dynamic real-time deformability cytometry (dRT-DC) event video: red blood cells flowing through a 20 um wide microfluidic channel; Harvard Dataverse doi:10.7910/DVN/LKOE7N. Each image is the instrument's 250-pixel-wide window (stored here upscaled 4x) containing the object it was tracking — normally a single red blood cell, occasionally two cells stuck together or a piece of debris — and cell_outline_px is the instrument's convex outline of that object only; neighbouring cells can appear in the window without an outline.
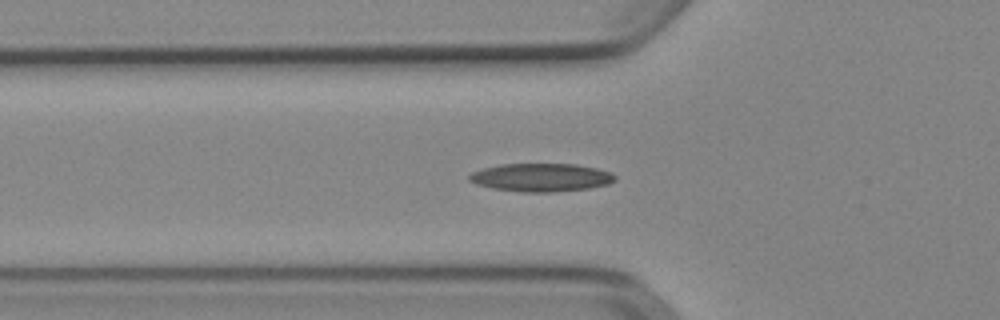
{"species": "Egyptian fruit bat (a non-hibernating species)", "species_latin": "Rousettus aegyptiacus", "temperature_condition": "cold", "stored_images_in_passage": 45, "segment_of_instrument_passage": [1, 2], "camera_frame_rate_fps": 3000, "um_per_image_px": 0.085, "animal": {"sex": "female"}, "frame": {"image": 1, "passage_image": 10, "time_ms": 3.0, "image_size_px": [1000, 320], "cell_outline_px": [[616, 180], [608, 184], [588, 188], [552, 192], [524, 192], [492, 188], [476, 184], [468, 180], [468, 176], [472, 172], [484, 168], [500, 164], [576, 164], [596, 168], [612, 172], [616, 176]], "centroid_in_image_um": [46.0, 15.08], "position_along_channel_um": 79.8, "area_um2": 23.93}}
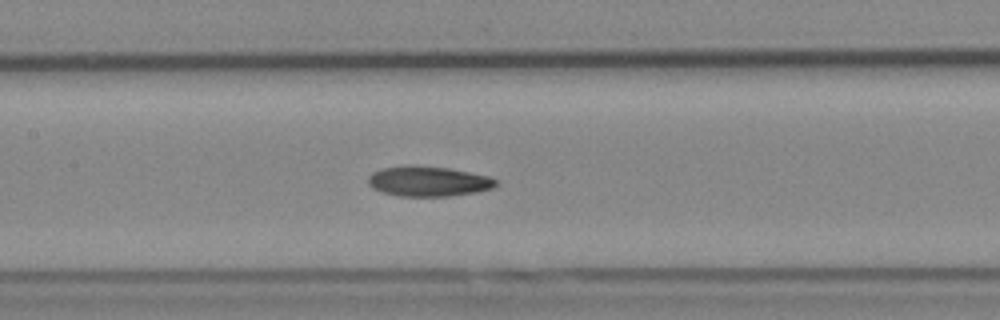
{"frame": {"image": 2, "passage_image": 17, "time_ms": 5.333, "image_size_px": [1000, 320], "cell_outline_px": [[496, 184], [492, 188], [476, 192], [448, 196], [400, 196], [384, 192], [372, 188], [368, 184], [368, 176], [372, 172], [380, 168], [408, 164], [412, 164], [448, 168], [488, 176], [496, 180]], "centroid_in_image_um": [36.34, 15.39], "position_along_channel_um": 171.1, "area_um2": 22.48}}
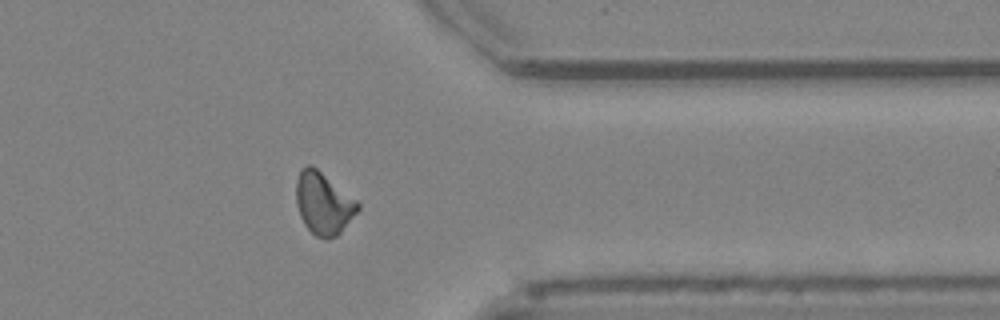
{"frame": {"image": 3, "passage_image": 34, "time_ms": 11.0, "image_size_px": [1000, 320], "cell_outline_px": [[360, 208], [340, 232], [336, 236], [328, 240], [324, 240], [316, 236], [304, 224], [300, 216], [296, 204], [296, 180], [300, 168], [308, 164], [312, 164], [356, 200], [360, 204]], "centroid_in_image_um": [27.46, 17.27], "position_along_channel_um": 383.9, "area_um2": 22.31}}